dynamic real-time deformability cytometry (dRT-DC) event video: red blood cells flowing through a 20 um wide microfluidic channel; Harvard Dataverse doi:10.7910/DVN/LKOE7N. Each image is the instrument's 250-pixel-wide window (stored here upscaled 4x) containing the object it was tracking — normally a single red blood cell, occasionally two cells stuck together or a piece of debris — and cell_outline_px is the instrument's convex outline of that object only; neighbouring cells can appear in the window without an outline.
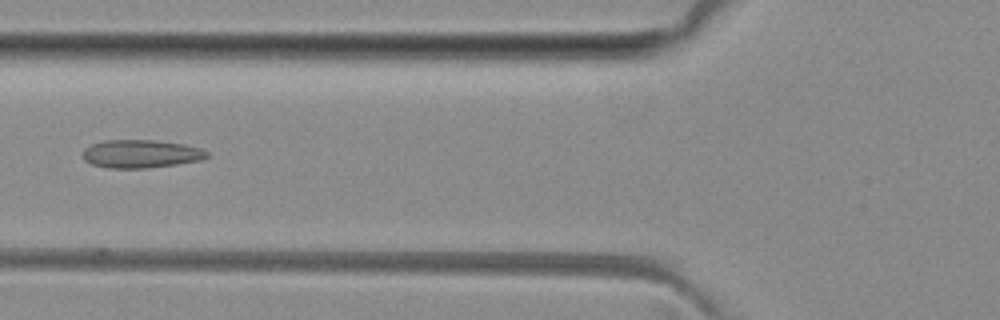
{"species": "common noctule bat (a hibernating species)", "species_latin": "Nyctalus noctula", "temperature_condition": "room temperature", "stored_images_in_passage": 3, "camera_frame_rate_fps": 3000, "um_per_image_px": 0.085, "animal": {"sex": "female", "body_mass_g": 29.2, "forearm_length_mm": 56.3}, "frame": {"image": 1, "passage_image": 2, "time_ms": 1.0, "image_size_px": [1000, 320], "cell_outline_px": [[208, 156], [200, 160], [176, 164], [148, 168], [108, 168], [92, 164], [84, 160], [84, 148], [92, 144], [104, 140], [156, 140], [184, 144], [200, 148], [208, 152]], "centroid_in_image_um": [11.97, 13.07], "position_along_channel_um": 113.8, "area_um2": 20.29}}
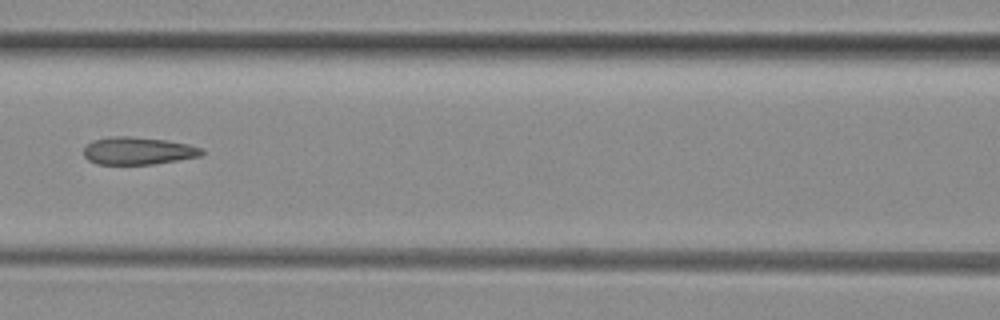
{"frame": {"image": 2, "passage_image": 3, "time_ms": 2.0, "image_size_px": [1000, 320], "cell_outline_px": [[204, 152], [200, 156], [152, 164], [96, 164], [88, 160], [84, 156], [84, 148], [92, 140], [112, 136], [132, 136], [164, 140], [188, 144], [204, 148]], "centroid_in_image_um": [11.72, 12.81], "position_along_channel_um": 154.9, "area_um2": 18.9}}